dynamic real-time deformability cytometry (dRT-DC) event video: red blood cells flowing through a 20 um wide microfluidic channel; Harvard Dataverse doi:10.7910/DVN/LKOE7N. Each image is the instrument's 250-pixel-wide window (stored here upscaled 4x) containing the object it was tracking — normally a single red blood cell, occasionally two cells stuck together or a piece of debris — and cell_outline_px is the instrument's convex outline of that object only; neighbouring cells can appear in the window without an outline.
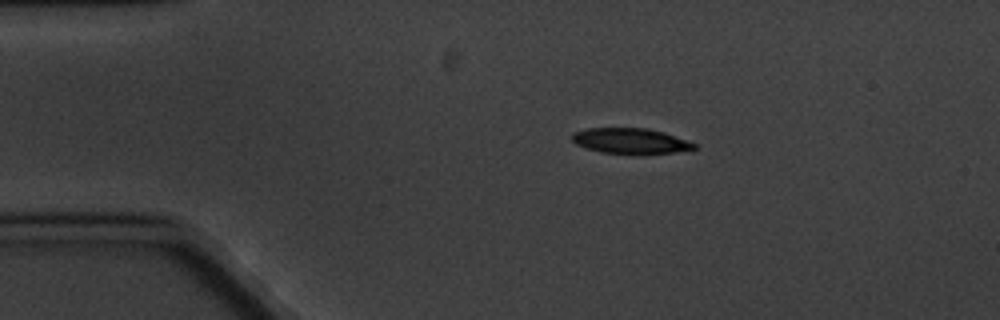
{"species": "common noctule bat (a hibernating species)", "species_latin": "Nyctalus noctula", "temperature_condition": "cold", "stored_images_in_passage": 2, "camera_frame_rate_fps": 3000, "um_per_image_px": 0.085, "animal": {"sex": "male", "body_mass_g": 20.1, "forearm_length_mm": 53.5}, "frame": {"image": 1, "passage_image": 1, "time_ms": 0.0, "image_size_px": [1000, 320], "cell_outline_px": [[696, 148], [692, 152], [600, 152], [576, 144], [572, 140], [572, 132], [588, 128], [648, 128], [664, 132], [696, 144]], "centroid_in_image_um": [53.61, 11.95], "position_along_channel_um": 31.4, "area_um2": 17.69}}